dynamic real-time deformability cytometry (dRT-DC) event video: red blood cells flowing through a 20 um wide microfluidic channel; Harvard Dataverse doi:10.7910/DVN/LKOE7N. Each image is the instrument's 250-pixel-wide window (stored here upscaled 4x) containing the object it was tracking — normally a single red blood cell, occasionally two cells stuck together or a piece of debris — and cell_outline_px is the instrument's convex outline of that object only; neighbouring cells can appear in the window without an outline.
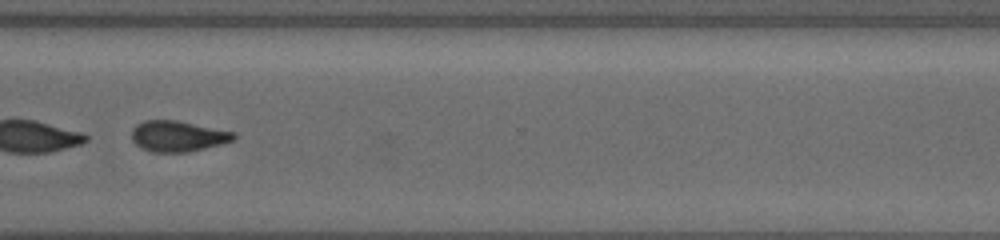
{"species": "common noctule bat (a hibernating species)", "species_latin": "Nyctalus noctula", "temperature_condition": "cold", "stored_images_in_passage": 38, "camera_frame_rate_fps": 3000, "um_per_image_px": 0.085, "animal": {"sex": "female", "body_mass_g": 19.5, "forearm_length_mm": 54.1}, "frame": {"image": 1, "passage_image": 27, "time_ms": 8.667, "image_size_px": [1000, 240], "cell_outline_px": [[236, 140], [204, 148], [184, 152], [152, 152], [140, 148], [132, 140], [132, 128], [136, 124], [144, 120], [176, 120], [236, 132]], "centroid_in_image_um": [15.11, 11.57], "position_along_channel_um": 355.5, "area_um2": 18.38}, "authors_computed_cell_mechanics": {"area_um2": 20.0855, "velocity_mm_per_s": 3.7854, "shape_relaxation_time_tau1_ms": 1.1118, "shape_relaxation_time_tau2_ms": null, "deformation_change_tau1": 0.2538, "deformation_change_tau2": null}}